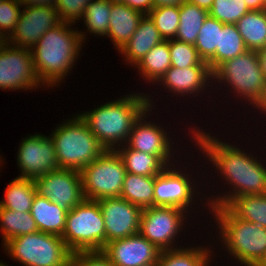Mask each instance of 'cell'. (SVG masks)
I'll use <instances>...</instances> for the list:
<instances>
[{"mask_svg":"<svg viewBox=\"0 0 266 266\" xmlns=\"http://www.w3.org/2000/svg\"><path fill=\"white\" fill-rule=\"evenodd\" d=\"M188 133H191V142L199 153L204 155L205 160L213 164L214 173L224 184L229 186L226 190L213 196H205L209 207L225 206L232 198L247 194H266V164L259 160L254 153H247L239 145L230 142L226 143L221 138L212 136L201 127L190 126ZM200 128V129H199ZM191 130V131H190ZM197 142V143H196ZM229 143V144H228ZM261 161V162H260ZM263 161V162H262ZM219 174V175H218ZM231 187V189H230ZM230 189V190H229ZM229 190V191H228ZM221 193V194H220ZM208 198V199H207Z\"/></svg>","mask_w":266,"mask_h":266,"instance_id":"6da1fadb","label":"cell"},{"mask_svg":"<svg viewBox=\"0 0 266 266\" xmlns=\"http://www.w3.org/2000/svg\"><path fill=\"white\" fill-rule=\"evenodd\" d=\"M73 26L61 22L41 36L31 49L36 75L45 88L59 87L78 61L83 41L78 28L72 29Z\"/></svg>","mask_w":266,"mask_h":266,"instance_id":"7a4b0ae2","label":"cell"},{"mask_svg":"<svg viewBox=\"0 0 266 266\" xmlns=\"http://www.w3.org/2000/svg\"><path fill=\"white\" fill-rule=\"evenodd\" d=\"M148 93L123 95V98L101 104L79 116L86 122L105 149L115 150L124 145L132 131L134 122L149 107L154 108L153 96ZM153 100V101H152Z\"/></svg>","mask_w":266,"mask_h":266,"instance_id":"3957f363","label":"cell"},{"mask_svg":"<svg viewBox=\"0 0 266 266\" xmlns=\"http://www.w3.org/2000/svg\"><path fill=\"white\" fill-rule=\"evenodd\" d=\"M208 211L219 230L216 238L230 258L242 266H261L266 259V228L237 218L226 206L209 207Z\"/></svg>","mask_w":266,"mask_h":266,"instance_id":"277c9868","label":"cell"},{"mask_svg":"<svg viewBox=\"0 0 266 266\" xmlns=\"http://www.w3.org/2000/svg\"><path fill=\"white\" fill-rule=\"evenodd\" d=\"M59 168L80 172L106 149L79 113L57 125L50 134Z\"/></svg>","mask_w":266,"mask_h":266,"instance_id":"5b68a950","label":"cell"},{"mask_svg":"<svg viewBox=\"0 0 266 266\" xmlns=\"http://www.w3.org/2000/svg\"><path fill=\"white\" fill-rule=\"evenodd\" d=\"M213 83L222 84L234 93L235 99L248 101L255 108L266 90V78L262 73L257 51L248 50L242 55L221 63L213 72ZM220 84L219 86L217 83ZM233 89V90H232Z\"/></svg>","mask_w":266,"mask_h":266,"instance_id":"8992f818","label":"cell"},{"mask_svg":"<svg viewBox=\"0 0 266 266\" xmlns=\"http://www.w3.org/2000/svg\"><path fill=\"white\" fill-rule=\"evenodd\" d=\"M5 254L22 266H71L72 252L60 236L37 231L5 242Z\"/></svg>","mask_w":266,"mask_h":266,"instance_id":"52a82bcc","label":"cell"},{"mask_svg":"<svg viewBox=\"0 0 266 266\" xmlns=\"http://www.w3.org/2000/svg\"><path fill=\"white\" fill-rule=\"evenodd\" d=\"M61 238L72 253L103 251L106 232L99 203L84 199L69 210Z\"/></svg>","mask_w":266,"mask_h":266,"instance_id":"ba28073f","label":"cell"},{"mask_svg":"<svg viewBox=\"0 0 266 266\" xmlns=\"http://www.w3.org/2000/svg\"><path fill=\"white\" fill-rule=\"evenodd\" d=\"M126 170L116 150L106 149L80 171L82 192L86 200L120 197Z\"/></svg>","mask_w":266,"mask_h":266,"instance_id":"9c48e42d","label":"cell"},{"mask_svg":"<svg viewBox=\"0 0 266 266\" xmlns=\"http://www.w3.org/2000/svg\"><path fill=\"white\" fill-rule=\"evenodd\" d=\"M176 166L177 165L175 164H173L172 167L167 166L161 173L155 176L154 206L177 207L187 211L190 215V212H198L193 210H195L198 205H201L203 201H206L204 204H202L203 208L206 207L209 209L207 200L200 197V194L202 192L199 191L204 188L203 184L202 186L199 185L198 187L199 181L194 178L196 176L193 175L192 177V173H187L188 167L183 166L184 170H182V168H180L181 166ZM195 179L197 182H195ZM200 187L202 188L199 190L198 188ZM196 195L199 196L197 197ZM199 197L201 199L198 200L201 201L200 204L197 202V199H199ZM195 202L197 203V205ZM193 203L194 206L196 205L194 207L195 209L192 208Z\"/></svg>","mask_w":266,"mask_h":266,"instance_id":"30bf717a","label":"cell"},{"mask_svg":"<svg viewBox=\"0 0 266 266\" xmlns=\"http://www.w3.org/2000/svg\"><path fill=\"white\" fill-rule=\"evenodd\" d=\"M187 213L183 209L170 206L145 208L142 210L138 233L161 251L180 248V244H175L179 242V235L185 229L183 226L186 219L191 216Z\"/></svg>","mask_w":266,"mask_h":266,"instance_id":"8fae6325","label":"cell"},{"mask_svg":"<svg viewBox=\"0 0 266 266\" xmlns=\"http://www.w3.org/2000/svg\"><path fill=\"white\" fill-rule=\"evenodd\" d=\"M152 110L154 108L149 107L134 122L132 131L125 144L136 151L158 156L167 166H172L173 164L180 165V163H176L179 160H174L176 159L174 153L177 150L175 151L173 145L177 142L171 139L169 131L167 132L163 126H160L162 124H158V122L156 124L154 120L147 119L152 115Z\"/></svg>","mask_w":266,"mask_h":266,"instance_id":"7c38bea8","label":"cell"},{"mask_svg":"<svg viewBox=\"0 0 266 266\" xmlns=\"http://www.w3.org/2000/svg\"><path fill=\"white\" fill-rule=\"evenodd\" d=\"M39 81L32 52L6 42L0 49V89L22 91L43 87Z\"/></svg>","mask_w":266,"mask_h":266,"instance_id":"4fadbf2b","label":"cell"},{"mask_svg":"<svg viewBox=\"0 0 266 266\" xmlns=\"http://www.w3.org/2000/svg\"><path fill=\"white\" fill-rule=\"evenodd\" d=\"M36 134V135H35ZM20 142L17 152L18 177L35 180L59 169L56 151L50 136L35 133Z\"/></svg>","mask_w":266,"mask_h":266,"instance_id":"5bb4252c","label":"cell"},{"mask_svg":"<svg viewBox=\"0 0 266 266\" xmlns=\"http://www.w3.org/2000/svg\"><path fill=\"white\" fill-rule=\"evenodd\" d=\"M34 181L36 194L45 197L67 211L80 204L85 198L82 179L78 171L59 168Z\"/></svg>","mask_w":266,"mask_h":266,"instance_id":"9a60e30c","label":"cell"},{"mask_svg":"<svg viewBox=\"0 0 266 266\" xmlns=\"http://www.w3.org/2000/svg\"><path fill=\"white\" fill-rule=\"evenodd\" d=\"M60 23L61 20L55 7H24L14 31L6 42L31 50L41 36Z\"/></svg>","mask_w":266,"mask_h":266,"instance_id":"2e32d148","label":"cell"},{"mask_svg":"<svg viewBox=\"0 0 266 266\" xmlns=\"http://www.w3.org/2000/svg\"><path fill=\"white\" fill-rule=\"evenodd\" d=\"M104 217L106 244L138 234L142 209L121 197L97 201Z\"/></svg>","mask_w":266,"mask_h":266,"instance_id":"e0dca14e","label":"cell"},{"mask_svg":"<svg viewBox=\"0 0 266 266\" xmlns=\"http://www.w3.org/2000/svg\"><path fill=\"white\" fill-rule=\"evenodd\" d=\"M114 266H142L159 260L161 250L139 233L107 243L102 251Z\"/></svg>","mask_w":266,"mask_h":266,"instance_id":"ac0fdd59","label":"cell"},{"mask_svg":"<svg viewBox=\"0 0 266 266\" xmlns=\"http://www.w3.org/2000/svg\"><path fill=\"white\" fill-rule=\"evenodd\" d=\"M157 83L169 94L173 93L172 96L186 97L187 95L189 98L194 94V97L198 94L200 96L201 92L207 94V88L211 92L214 86L212 85L213 74L209 66H192L183 69L171 66Z\"/></svg>","mask_w":266,"mask_h":266,"instance_id":"d6986e66","label":"cell"},{"mask_svg":"<svg viewBox=\"0 0 266 266\" xmlns=\"http://www.w3.org/2000/svg\"><path fill=\"white\" fill-rule=\"evenodd\" d=\"M164 39L160 35L154 22L148 15H144L130 40L119 50L124 55V61L134 66L157 44Z\"/></svg>","mask_w":266,"mask_h":266,"instance_id":"ffe728a7","label":"cell"},{"mask_svg":"<svg viewBox=\"0 0 266 266\" xmlns=\"http://www.w3.org/2000/svg\"><path fill=\"white\" fill-rule=\"evenodd\" d=\"M143 13L131 9L124 3H112L109 30L106 38L112 41L114 49L119 51L135 33Z\"/></svg>","mask_w":266,"mask_h":266,"instance_id":"44dd1931","label":"cell"},{"mask_svg":"<svg viewBox=\"0 0 266 266\" xmlns=\"http://www.w3.org/2000/svg\"><path fill=\"white\" fill-rule=\"evenodd\" d=\"M67 212L66 209L38 194L33 199L30 211L39 231L60 237L66 227Z\"/></svg>","mask_w":266,"mask_h":266,"instance_id":"7402d4cb","label":"cell"},{"mask_svg":"<svg viewBox=\"0 0 266 266\" xmlns=\"http://www.w3.org/2000/svg\"><path fill=\"white\" fill-rule=\"evenodd\" d=\"M211 246V250H210ZM209 247V248H208ZM212 244L200 245L193 247H180L176 249L161 251L158 265L159 266H211L210 262L215 255ZM213 254V256H212Z\"/></svg>","mask_w":266,"mask_h":266,"instance_id":"603a6c76","label":"cell"},{"mask_svg":"<svg viewBox=\"0 0 266 266\" xmlns=\"http://www.w3.org/2000/svg\"><path fill=\"white\" fill-rule=\"evenodd\" d=\"M171 67L169 40H163L154 46L136 65L137 71L146 83L153 85L160 80Z\"/></svg>","mask_w":266,"mask_h":266,"instance_id":"cb8c5ba5","label":"cell"},{"mask_svg":"<svg viewBox=\"0 0 266 266\" xmlns=\"http://www.w3.org/2000/svg\"><path fill=\"white\" fill-rule=\"evenodd\" d=\"M115 150L122 158L127 173L155 177L167 167L158 156L136 151L126 144Z\"/></svg>","mask_w":266,"mask_h":266,"instance_id":"d4e9b609","label":"cell"},{"mask_svg":"<svg viewBox=\"0 0 266 266\" xmlns=\"http://www.w3.org/2000/svg\"><path fill=\"white\" fill-rule=\"evenodd\" d=\"M236 26L248 50L259 51L266 47V10L247 12Z\"/></svg>","mask_w":266,"mask_h":266,"instance_id":"484cf974","label":"cell"},{"mask_svg":"<svg viewBox=\"0 0 266 266\" xmlns=\"http://www.w3.org/2000/svg\"><path fill=\"white\" fill-rule=\"evenodd\" d=\"M248 49L238 32L236 24H224L219 31V47L216 53L207 61L210 70L213 72L221 63L228 59L235 58L247 52Z\"/></svg>","mask_w":266,"mask_h":266,"instance_id":"4316f807","label":"cell"},{"mask_svg":"<svg viewBox=\"0 0 266 266\" xmlns=\"http://www.w3.org/2000/svg\"><path fill=\"white\" fill-rule=\"evenodd\" d=\"M155 177L126 173L120 197L142 210L154 206Z\"/></svg>","mask_w":266,"mask_h":266,"instance_id":"83f0119b","label":"cell"},{"mask_svg":"<svg viewBox=\"0 0 266 266\" xmlns=\"http://www.w3.org/2000/svg\"><path fill=\"white\" fill-rule=\"evenodd\" d=\"M36 195L34 181L22 177L14 178L5 188L4 200H0V208L16 212H30Z\"/></svg>","mask_w":266,"mask_h":266,"instance_id":"f1b7e54d","label":"cell"},{"mask_svg":"<svg viewBox=\"0 0 266 266\" xmlns=\"http://www.w3.org/2000/svg\"><path fill=\"white\" fill-rule=\"evenodd\" d=\"M237 218L266 228V194H247L232 198L225 205Z\"/></svg>","mask_w":266,"mask_h":266,"instance_id":"f546056e","label":"cell"},{"mask_svg":"<svg viewBox=\"0 0 266 266\" xmlns=\"http://www.w3.org/2000/svg\"><path fill=\"white\" fill-rule=\"evenodd\" d=\"M179 26L175 39L181 42L195 44L199 30L209 15L208 11L187 1L179 6Z\"/></svg>","mask_w":266,"mask_h":266,"instance_id":"4dcf8cb0","label":"cell"},{"mask_svg":"<svg viewBox=\"0 0 266 266\" xmlns=\"http://www.w3.org/2000/svg\"><path fill=\"white\" fill-rule=\"evenodd\" d=\"M111 2L108 0H93L85 9L82 21L87 30L79 31L83 44L86 43V34L93 36H107L110 23ZM96 34V35H95Z\"/></svg>","mask_w":266,"mask_h":266,"instance_id":"1f68e13d","label":"cell"},{"mask_svg":"<svg viewBox=\"0 0 266 266\" xmlns=\"http://www.w3.org/2000/svg\"><path fill=\"white\" fill-rule=\"evenodd\" d=\"M0 229L2 244L12 238L39 231L30 212L21 213L7 208H0Z\"/></svg>","mask_w":266,"mask_h":266,"instance_id":"d6a6232c","label":"cell"},{"mask_svg":"<svg viewBox=\"0 0 266 266\" xmlns=\"http://www.w3.org/2000/svg\"><path fill=\"white\" fill-rule=\"evenodd\" d=\"M223 25L222 22L209 15L204 20L194 44L203 61L207 62L216 53L219 47V31L222 30Z\"/></svg>","mask_w":266,"mask_h":266,"instance_id":"836d02e7","label":"cell"},{"mask_svg":"<svg viewBox=\"0 0 266 266\" xmlns=\"http://www.w3.org/2000/svg\"><path fill=\"white\" fill-rule=\"evenodd\" d=\"M164 40L175 39L179 26V5L160 6L147 14Z\"/></svg>","mask_w":266,"mask_h":266,"instance_id":"e575fe53","label":"cell"},{"mask_svg":"<svg viewBox=\"0 0 266 266\" xmlns=\"http://www.w3.org/2000/svg\"><path fill=\"white\" fill-rule=\"evenodd\" d=\"M169 50L173 67L183 69L192 66H209L208 62L203 61L199 56L194 44L171 39L169 40Z\"/></svg>","mask_w":266,"mask_h":266,"instance_id":"d590c367","label":"cell"},{"mask_svg":"<svg viewBox=\"0 0 266 266\" xmlns=\"http://www.w3.org/2000/svg\"><path fill=\"white\" fill-rule=\"evenodd\" d=\"M249 11L244 0H214L208 13L223 24H236Z\"/></svg>","mask_w":266,"mask_h":266,"instance_id":"8d00e7d4","label":"cell"},{"mask_svg":"<svg viewBox=\"0 0 266 266\" xmlns=\"http://www.w3.org/2000/svg\"><path fill=\"white\" fill-rule=\"evenodd\" d=\"M23 6L19 0L0 2V35L7 39L15 29Z\"/></svg>","mask_w":266,"mask_h":266,"instance_id":"74e56055","label":"cell"},{"mask_svg":"<svg viewBox=\"0 0 266 266\" xmlns=\"http://www.w3.org/2000/svg\"><path fill=\"white\" fill-rule=\"evenodd\" d=\"M93 0H56L55 9L61 22L74 24L82 20L86 7Z\"/></svg>","mask_w":266,"mask_h":266,"instance_id":"f35d334b","label":"cell"},{"mask_svg":"<svg viewBox=\"0 0 266 266\" xmlns=\"http://www.w3.org/2000/svg\"><path fill=\"white\" fill-rule=\"evenodd\" d=\"M71 266H114L102 251L76 252Z\"/></svg>","mask_w":266,"mask_h":266,"instance_id":"ab89813d","label":"cell"},{"mask_svg":"<svg viewBox=\"0 0 266 266\" xmlns=\"http://www.w3.org/2000/svg\"><path fill=\"white\" fill-rule=\"evenodd\" d=\"M122 3L144 15H147L154 8V0H123Z\"/></svg>","mask_w":266,"mask_h":266,"instance_id":"60d3db41","label":"cell"},{"mask_svg":"<svg viewBox=\"0 0 266 266\" xmlns=\"http://www.w3.org/2000/svg\"><path fill=\"white\" fill-rule=\"evenodd\" d=\"M23 7L38 6V7H55L56 0H19Z\"/></svg>","mask_w":266,"mask_h":266,"instance_id":"b9f144b4","label":"cell"},{"mask_svg":"<svg viewBox=\"0 0 266 266\" xmlns=\"http://www.w3.org/2000/svg\"><path fill=\"white\" fill-rule=\"evenodd\" d=\"M187 2L197 5L200 8H203L209 12L213 5L214 0H186Z\"/></svg>","mask_w":266,"mask_h":266,"instance_id":"7bdbcfd3","label":"cell"},{"mask_svg":"<svg viewBox=\"0 0 266 266\" xmlns=\"http://www.w3.org/2000/svg\"><path fill=\"white\" fill-rule=\"evenodd\" d=\"M186 0H154V8L160 6L181 5Z\"/></svg>","mask_w":266,"mask_h":266,"instance_id":"ee69618b","label":"cell"},{"mask_svg":"<svg viewBox=\"0 0 266 266\" xmlns=\"http://www.w3.org/2000/svg\"><path fill=\"white\" fill-rule=\"evenodd\" d=\"M250 11L263 10V0H244Z\"/></svg>","mask_w":266,"mask_h":266,"instance_id":"f6af8a7d","label":"cell"},{"mask_svg":"<svg viewBox=\"0 0 266 266\" xmlns=\"http://www.w3.org/2000/svg\"><path fill=\"white\" fill-rule=\"evenodd\" d=\"M257 53L262 73L266 78V47L264 49L257 51Z\"/></svg>","mask_w":266,"mask_h":266,"instance_id":"bcb514c9","label":"cell"},{"mask_svg":"<svg viewBox=\"0 0 266 266\" xmlns=\"http://www.w3.org/2000/svg\"><path fill=\"white\" fill-rule=\"evenodd\" d=\"M255 109L260 110L263 114L266 115V90L264 96L262 97L259 104L255 107Z\"/></svg>","mask_w":266,"mask_h":266,"instance_id":"7dc6e473","label":"cell"},{"mask_svg":"<svg viewBox=\"0 0 266 266\" xmlns=\"http://www.w3.org/2000/svg\"><path fill=\"white\" fill-rule=\"evenodd\" d=\"M6 43V39L0 35V49L2 48V46Z\"/></svg>","mask_w":266,"mask_h":266,"instance_id":"c3c4849f","label":"cell"},{"mask_svg":"<svg viewBox=\"0 0 266 266\" xmlns=\"http://www.w3.org/2000/svg\"><path fill=\"white\" fill-rule=\"evenodd\" d=\"M142 266H159V265H158V261H156V262H150V263L144 264Z\"/></svg>","mask_w":266,"mask_h":266,"instance_id":"681fc988","label":"cell"},{"mask_svg":"<svg viewBox=\"0 0 266 266\" xmlns=\"http://www.w3.org/2000/svg\"><path fill=\"white\" fill-rule=\"evenodd\" d=\"M109 2H112V3H119V2H123V0H108Z\"/></svg>","mask_w":266,"mask_h":266,"instance_id":"f907efd6","label":"cell"},{"mask_svg":"<svg viewBox=\"0 0 266 266\" xmlns=\"http://www.w3.org/2000/svg\"><path fill=\"white\" fill-rule=\"evenodd\" d=\"M0 266H9V265H7V263L6 262H1V260H0Z\"/></svg>","mask_w":266,"mask_h":266,"instance_id":"816d5d0a","label":"cell"},{"mask_svg":"<svg viewBox=\"0 0 266 266\" xmlns=\"http://www.w3.org/2000/svg\"><path fill=\"white\" fill-rule=\"evenodd\" d=\"M263 10H266V0H263Z\"/></svg>","mask_w":266,"mask_h":266,"instance_id":"f5cc1de1","label":"cell"},{"mask_svg":"<svg viewBox=\"0 0 266 266\" xmlns=\"http://www.w3.org/2000/svg\"><path fill=\"white\" fill-rule=\"evenodd\" d=\"M2 159V160H1ZM3 162V157L0 156V165H3L4 163ZM2 163V164H1ZM0 169H1V166H0Z\"/></svg>","mask_w":266,"mask_h":266,"instance_id":"db71d44e","label":"cell"},{"mask_svg":"<svg viewBox=\"0 0 266 266\" xmlns=\"http://www.w3.org/2000/svg\"><path fill=\"white\" fill-rule=\"evenodd\" d=\"M261 266H266V259H265V261L263 262V264Z\"/></svg>","mask_w":266,"mask_h":266,"instance_id":"11a10c76","label":"cell"}]
</instances>
